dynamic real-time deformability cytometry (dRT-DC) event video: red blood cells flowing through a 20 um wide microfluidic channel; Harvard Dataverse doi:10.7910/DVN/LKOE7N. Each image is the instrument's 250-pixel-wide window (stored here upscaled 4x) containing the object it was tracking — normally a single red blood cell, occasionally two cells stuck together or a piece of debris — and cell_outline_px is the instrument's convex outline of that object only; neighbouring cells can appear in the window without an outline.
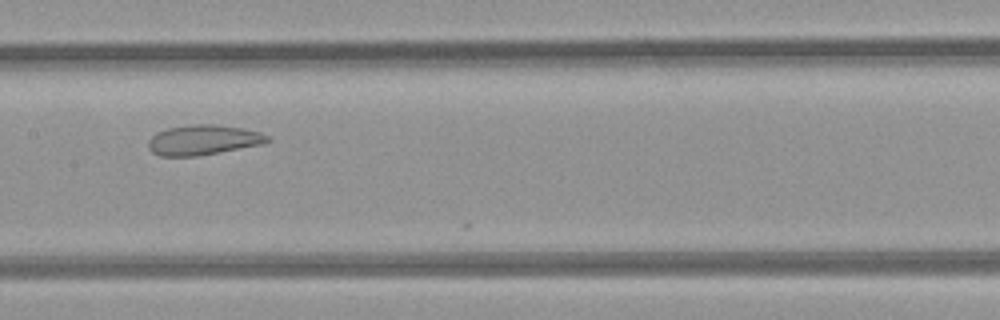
{"species": "common noctule bat (a hibernating species)", "species_latin": "Nyctalus noctula", "temperature_condition": "room temperature", "stored_images_in_passage": 6, "camera_frame_rate_fps": 3000, "um_per_image_px": 0.085, "animal": {"sex": "female", "body_mass_g": 21.9}, "frame": {"image": 1, "passage_image": 6, "time_ms": 1.667, "image_size_px": [1000, 320], "cell_outline_px": [[272, 140], [264, 144], [220, 152], [196, 156], [160, 156], [152, 152], [148, 148], [148, 140], [156, 132], [168, 128], [192, 124], [216, 124], [244, 128], [260, 132], [268, 136]], "centroid_in_image_um": [17.29, 11.89], "position_along_channel_um": 190.1, "area_um2": 21.04}}